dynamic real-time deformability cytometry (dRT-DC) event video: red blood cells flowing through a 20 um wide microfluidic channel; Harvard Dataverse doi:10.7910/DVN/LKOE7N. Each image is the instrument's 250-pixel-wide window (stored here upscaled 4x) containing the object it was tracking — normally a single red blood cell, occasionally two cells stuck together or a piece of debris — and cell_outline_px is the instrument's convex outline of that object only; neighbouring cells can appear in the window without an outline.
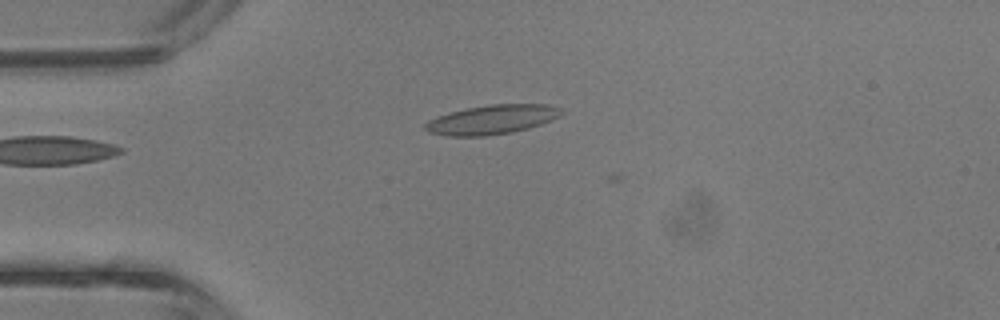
{"species": "common noctule bat (a hibernating species)", "species_latin": "Nyctalus noctula", "temperature_condition": "room temperature", "stored_images_in_passage": 4, "camera_frame_rate_fps": 3000, "um_per_image_px": 0.085, "animal": {"sex": "male", "body_mass_g": 13.3}, "frame": {"image": 1, "passage_image": 3, "time_ms": 0.667, "image_size_px": [1000, 320], "cell_outline_px": [[564, 112], [560, 116], [540, 124], [528, 128], [512, 132], [484, 136], [444, 136], [428, 132], [424, 128], [424, 124], [428, 120], [436, 116], [468, 108], [492, 104], [548, 104], [560, 108]], "centroid_in_image_um": [41.79, 10.17], "position_along_channel_um": 43.2, "area_um2": 23.18}}